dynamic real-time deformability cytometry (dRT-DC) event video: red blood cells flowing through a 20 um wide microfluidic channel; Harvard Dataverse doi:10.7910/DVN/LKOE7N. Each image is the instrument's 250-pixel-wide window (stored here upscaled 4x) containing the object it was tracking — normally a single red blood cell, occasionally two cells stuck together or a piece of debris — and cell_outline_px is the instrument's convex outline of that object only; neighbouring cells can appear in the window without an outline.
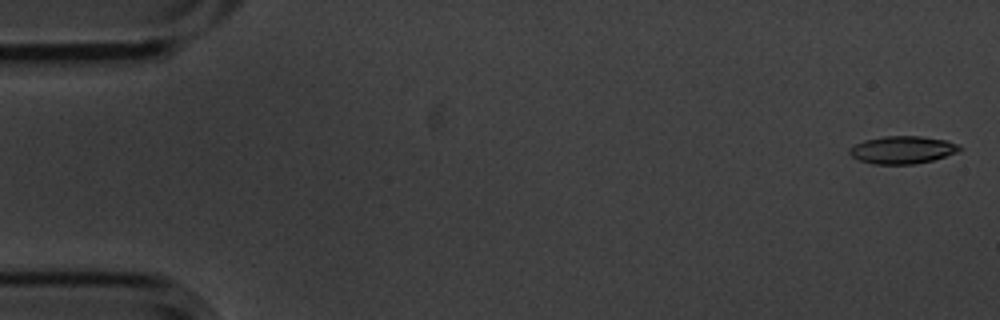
{"species": "common noctule bat (a hibernating species)", "species_latin": "Nyctalus noctula", "temperature_condition": "cold", "stored_images_in_passage": 6, "camera_frame_rate_fps": 3000, "um_per_image_px": 0.085, "animal": {"sex": "male", "body_mass_g": 20.1, "forearm_length_mm": 53.5}, "frame": {"image": 1, "passage_image": 1, "time_ms": 0.0, "image_size_px": [1000, 320], "cell_outline_px": [[960, 152], [932, 160], [912, 164], [872, 164], [860, 160], [852, 156], [848, 152], [848, 148], [864, 140], [884, 136], [920, 136], [948, 140], [956, 144], [960, 148]], "centroid_in_image_um": [76.7, 12.73], "position_along_channel_um": 8.3, "area_um2": 17.69}}
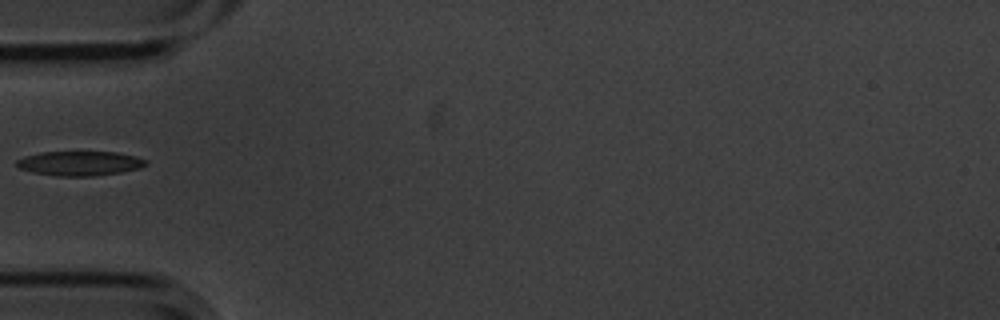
{"frame": {"image": 2, "passage_image": 5, "time_ms": 1.333, "image_size_px": [1000, 320], "cell_outline_px": [[148, 164], [140, 168], [120, 172], [92, 176], [56, 176], [32, 172], [20, 168], [16, 164], [16, 160], [24, 156], [40, 152], [116, 152], [136, 156], [148, 160]], "centroid_in_image_um": [6.79, 13.88], "position_along_channel_um": 78.2, "area_um2": 18.5}}
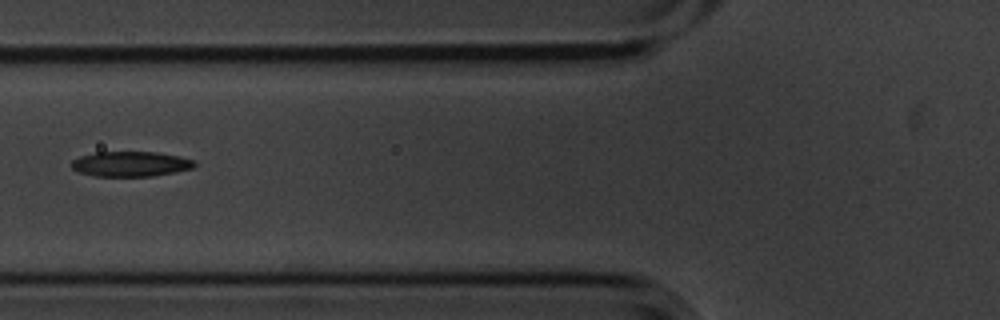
{"frame": {"image": 3, "passage_image": 6, "time_ms": 1.667, "image_size_px": [1000, 320], "cell_outline_px": [[196, 164], [192, 168], [176, 172], [152, 176], [96, 176], [80, 172], [72, 168], [72, 160], [80, 156], [96, 152], [156, 152], [180, 156], [192, 160]], "centroid_in_image_um": [11.11, 13.93], "position_along_channel_um": 114.7, "area_um2": 17.86}}